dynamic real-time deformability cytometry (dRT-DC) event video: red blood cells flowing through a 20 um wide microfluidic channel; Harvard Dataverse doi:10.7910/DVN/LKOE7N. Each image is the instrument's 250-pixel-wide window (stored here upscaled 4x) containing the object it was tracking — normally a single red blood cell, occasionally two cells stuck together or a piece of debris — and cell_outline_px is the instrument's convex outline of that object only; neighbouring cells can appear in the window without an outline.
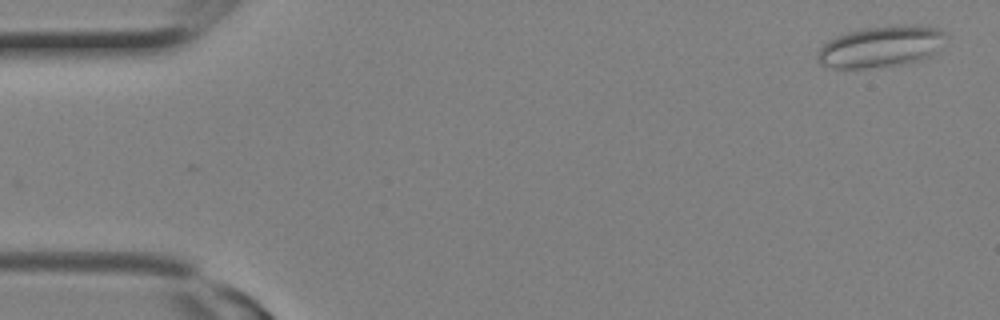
{"species": "Egyptian fruit bat (a non-hibernating species)", "species_latin": "Rousettus aegyptiacus", "temperature_condition": "room temperature", "stored_images_in_passage": 24, "camera_frame_rate_fps": 3000, "um_per_image_px": 0.085, "animal": {"sex": "female"}, "frame": {"image": 1, "passage_image": 1, "time_ms": 0.0, "image_size_px": [1000, 320], "cell_outline_px": [[948, 36], [936, 52], [932, 56], [920, 60], [900, 64], [868, 68], [832, 68], [820, 64], [816, 60], [816, 52], [828, 40], [836, 36], [848, 32], [868, 28], [904, 24], [916, 24], [936, 28], [948, 32]], "centroid_in_image_um": [74.9, 3.96], "position_along_channel_um": 10.1, "area_um2": 31.15}}
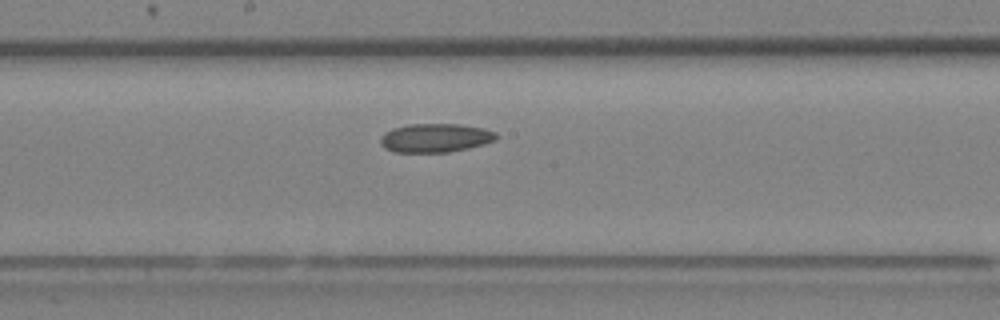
{"frame": {"image": 2, "passage_image": 13, "time_ms": 4.0, "image_size_px": [1000, 320], "cell_outline_px": [[500, 136], [496, 140], [484, 144], [468, 148], [448, 152], [392, 152], [384, 148], [380, 144], [380, 136], [384, 132], [392, 128], [408, 124], [460, 124], [484, 128], [496, 132]], "centroid_in_image_um": [37.0, 11.72], "position_along_channel_um": 211.2, "area_um2": 19.71}}
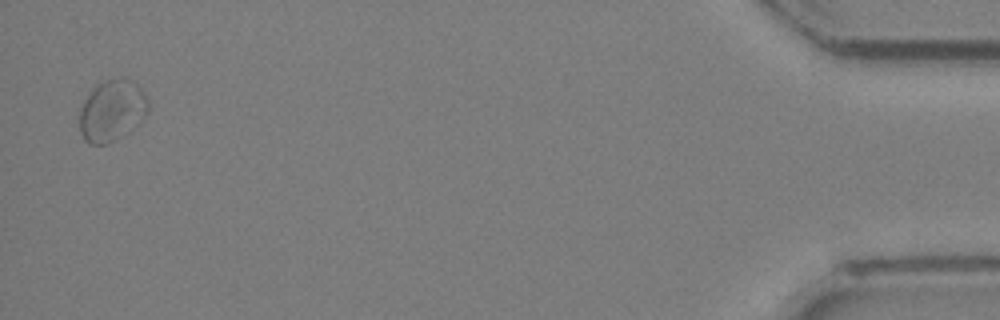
{"frame": {"image": 3, "passage_image": 24, "time_ms": 7.667, "image_size_px": [1000, 320], "cell_outline_px": [[148, 112], [128, 132], [108, 144], [88, 144], [84, 140], [80, 132], [80, 108], [84, 100], [92, 88], [96, 84], [104, 80], [120, 76], [124, 76], [132, 80], [144, 92], [148, 100]], "centroid_in_image_um": [9.5, 9.37], "position_along_channel_um": 425.7, "area_um2": 24.8}}